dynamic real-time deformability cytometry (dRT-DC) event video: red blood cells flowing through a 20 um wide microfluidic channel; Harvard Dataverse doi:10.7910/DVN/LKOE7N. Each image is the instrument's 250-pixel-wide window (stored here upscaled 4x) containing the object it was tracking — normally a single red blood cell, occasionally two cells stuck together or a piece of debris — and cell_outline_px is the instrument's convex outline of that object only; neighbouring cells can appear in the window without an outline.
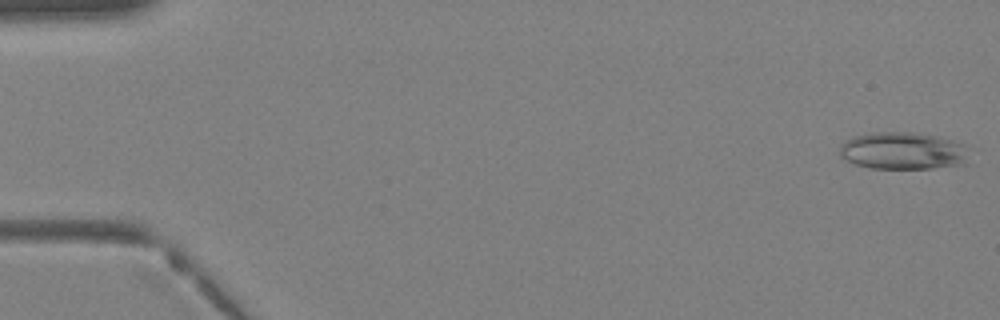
{"species": "Egyptian fruit bat (a non-hibernating species)", "species_latin": "Rousettus aegyptiacus", "temperature_condition": "warm", "stored_images_in_passage": 40, "camera_frame_rate_fps": 3000, "um_per_image_px": 0.085, "animal": {"sex": "female"}, "frame": {"image": 1, "passage_image": 1, "time_ms": 0.0, "image_size_px": [1000, 320], "cell_outline_px": [[968, 164], [932, 168], [872, 168], [856, 164], [840, 156], [840, 144], [852, 136], [876, 132], [912, 132], [936, 136], [952, 140], [964, 144]], "centroid_in_image_um": [76.74, 12.81], "position_along_channel_um": 8.3, "area_um2": 28.03}}
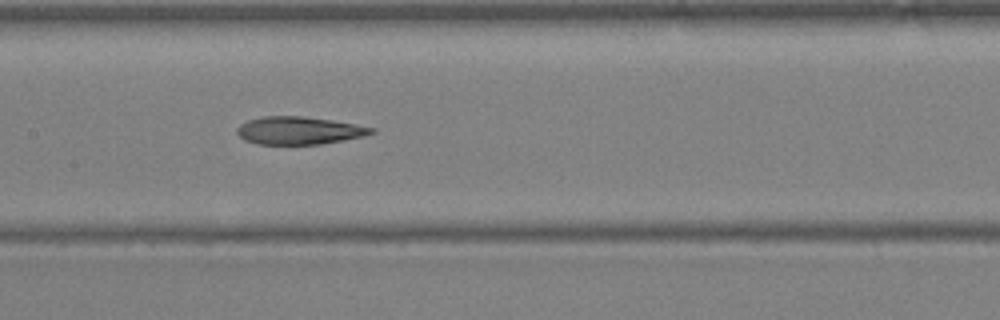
{"frame": {"image": 2, "passage_image": 20, "time_ms": 6.333, "image_size_px": [1000, 320], "cell_outline_px": [[376, 132], [364, 136], [320, 144], [256, 144], [244, 140], [236, 132], [236, 128], [240, 124], [248, 120], [264, 116], [304, 116], [332, 120], [356, 124], [376, 128]], "centroid_in_image_um": [25.42, 11.09], "position_along_channel_um": 182.0, "area_um2": 21.79}}
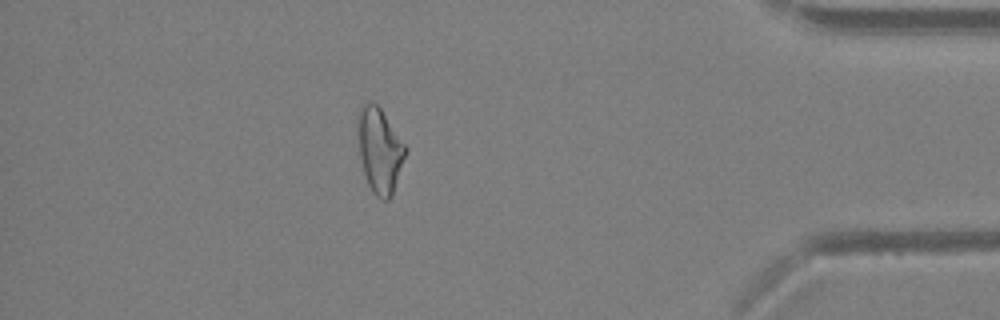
{"frame": {"image": 3, "passage_image": 35, "time_ms": 11.333, "image_size_px": [1000, 320], "cell_outline_px": [[408, 152], [392, 196], [388, 200], [380, 200], [372, 192], [368, 184], [364, 172], [360, 156], [356, 120], [360, 108], [364, 104], [376, 104], [380, 108], [408, 148]], "centroid_in_image_um": [32.29, 12.82], "position_along_channel_um": 402.9, "area_um2": 23.7}}